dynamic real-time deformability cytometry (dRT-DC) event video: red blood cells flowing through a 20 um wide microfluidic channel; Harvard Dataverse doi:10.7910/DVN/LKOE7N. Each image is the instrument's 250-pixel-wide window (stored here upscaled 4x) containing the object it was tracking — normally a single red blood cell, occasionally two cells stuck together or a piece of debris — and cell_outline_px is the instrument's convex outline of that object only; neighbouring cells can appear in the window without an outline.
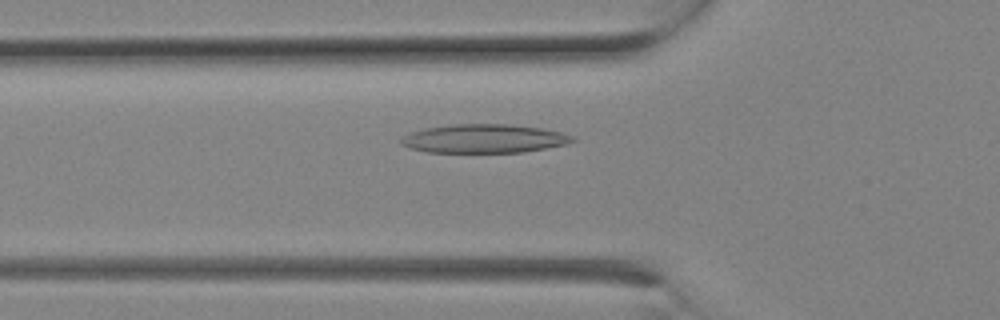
{"species": "Egyptian fruit bat (a non-hibernating species)", "species_latin": "Rousettus aegyptiacus", "temperature_condition": "room temperature", "stored_images_in_passage": 4, "camera_frame_rate_fps": 3000, "um_per_image_px": 0.085, "animal": {"sex": "female"}, "frame": {"image": 1, "passage_image": 4, "time_ms": 1.0, "image_size_px": [1000, 320], "cell_outline_px": [[576, 140], [568, 144], [524, 152], [428, 152], [412, 148], [400, 144], [400, 140], [408, 132], [424, 128], [452, 124], [512, 124], [540, 128], [560, 132], [572, 136]], "centroid_in_image_um": [41.14, 11.77], "position_along_channel_um": 84.7, "area_um2": 28.67}}